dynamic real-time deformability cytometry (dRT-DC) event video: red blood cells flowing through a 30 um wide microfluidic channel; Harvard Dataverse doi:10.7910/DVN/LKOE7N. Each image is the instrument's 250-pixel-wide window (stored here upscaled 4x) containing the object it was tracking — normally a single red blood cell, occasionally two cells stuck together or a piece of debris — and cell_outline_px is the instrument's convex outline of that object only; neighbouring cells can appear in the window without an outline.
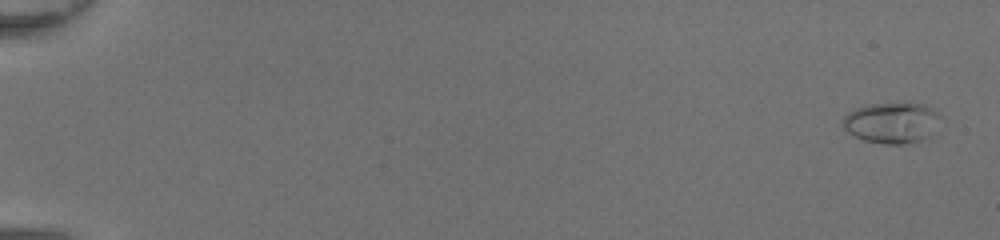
{"species": "common noctule bat (a hibernating species)", "species_latin": "Nyctalus noctula", "temperature_condition": "room temperature", "stored_images_in_passage": 48, "camera_frame_rate_fps": 3000, "um_per_image_px": 0.085, "animal": {"sex": "female", "body_mass_g": 20.0, "forearm_length_mm": 54.0}, "frame": {"image": 1, "passage_image": 1, "time_ms": 0.0, "image_size_px": [1000, 240], "cell_outline_px": [[940, 116], [928, 136], [920, 140], [904, 144], [884, 144], [864, 140], [848, 132], [844, 128], [840, 120], [844, 116], [856, 108], [872, 104], [900, 100], [908, 100], [924, 104], [932, 108]], "centroid_in_image_um": [75.77, 10.38], "position_along_channel_um": 9.2, "area_um2": 23.52}}
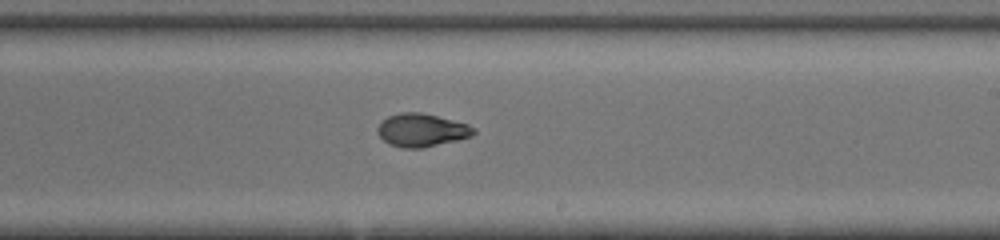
{"frame": {"image": 2, "passage_image": 31, "time_ms": 10.0, "image_size_px": [1000, 240], "cell_outline_px": [[476, 132], [472, 136], [460, 140], [420, 148], [400, 148], [388, 144], [376, 132], [376, 128], [388, 116], [400, 112], [420, 112], [468, 124], [476, 128]], "centroid_in_image_um": [35.85, 11.07], "position_along_channel_um": 253.2, "area_um2": 18.61}}
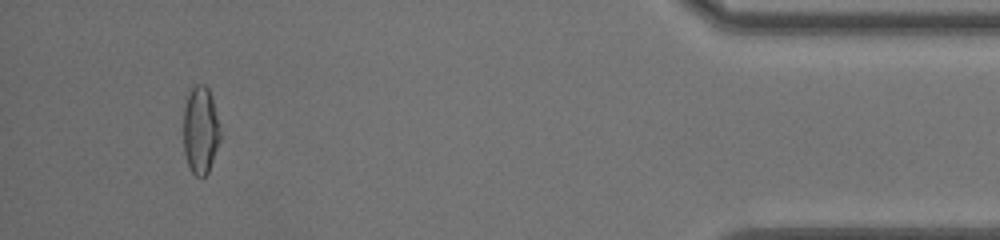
{"frame": {"image": 3, "passage_image": 46, "time_ms": 15.0, "image_size_px": [1000, 240], "cell_outline_px": [[220, 140], [208, 172], [204, 176], [196, 176], [192, 172], [188, 164], [184, 152], [184, 108], [188, 88], [196, 84], [204, 84], [208, 88], [212, 100], [220, 136]], "centroid_in_image_um": [17.01, 11.03], "position_along_channel_um": 418.2, "area_um2": 18.5}, "authors_computed_cell_mechanics": {"area_um2": 18.496, "velocity_mm_per_s": 4.4149, "shape_relaxation_time_tau1_ms": 4.405, "shape_relaxation_time_tau2_ms": 1.4497, "deformation_change_tau1": 0.2157, "deformation_change_tau2": 0.0554}}